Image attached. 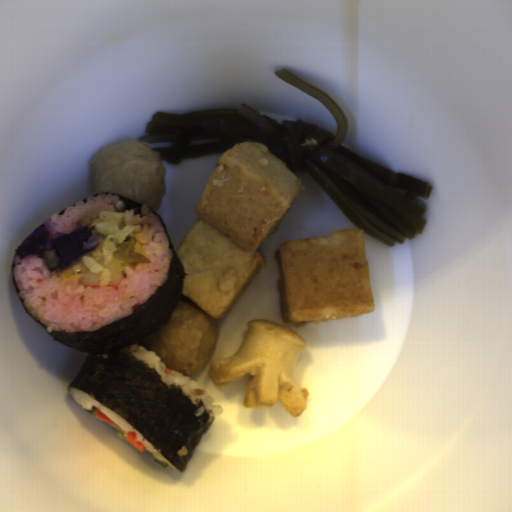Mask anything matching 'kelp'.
<instances>
[{"label":"kelp","mask_w":512,"mask_h":512,"mask_svg":"<svg viewBox=\"0 0 512 512\" xmlns=\"http://www.w3.org/2000/svg\"><path fill=\"white\" fill-rule=\"evenodd\" d=\"M274 76L323 104L335 132L299 119L276 120L249 104L202 109L185 115L155 112L142 136L161 162L175 164L223 155L240 142H262L294 174L310 175L354 228L388 245L421 234L433 185L397 173L347 147L349 124L338 102L320 88L285 70Z\"/></svg>","instance_id":"kelp-1"}]
</instances>
